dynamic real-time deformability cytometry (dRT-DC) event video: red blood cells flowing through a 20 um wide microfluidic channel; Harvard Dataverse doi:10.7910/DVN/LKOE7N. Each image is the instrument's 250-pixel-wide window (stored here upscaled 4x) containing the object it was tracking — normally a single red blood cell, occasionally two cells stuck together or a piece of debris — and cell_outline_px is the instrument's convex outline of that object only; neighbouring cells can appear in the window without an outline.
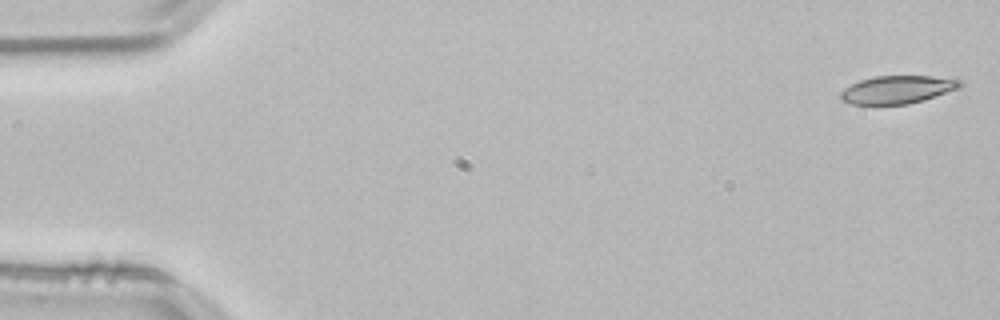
{"species": "common noctule bat (a hibernating species)", "species_latin": "Nyctalus noctula", "temperature_condition": "room temperature", "stored_images_in_passage": 12, "camera_frame_rate_fps": 3000, "um_per_image_px": 0.085, "animal": {"sex": "male", "body_mass_g": 21.5, "forearm_length_mm": 52.0}, "frame": {"image": 1, "passage_image": 1, "time_ms": 0.0, "image_size_px": [1000, 320], "cell_outline_px": [[964, 84], [960, 88], [924, 100], [908, 104], [852, 104], [840, 100], [840, 92], [844, 88], [860, 80], [876, 76], [932, 76], [964, 80]], "centroid_in_image_um": [76.31, 7.61], "position_along_channel_um": 8.7, "area_um2": 19.54}}